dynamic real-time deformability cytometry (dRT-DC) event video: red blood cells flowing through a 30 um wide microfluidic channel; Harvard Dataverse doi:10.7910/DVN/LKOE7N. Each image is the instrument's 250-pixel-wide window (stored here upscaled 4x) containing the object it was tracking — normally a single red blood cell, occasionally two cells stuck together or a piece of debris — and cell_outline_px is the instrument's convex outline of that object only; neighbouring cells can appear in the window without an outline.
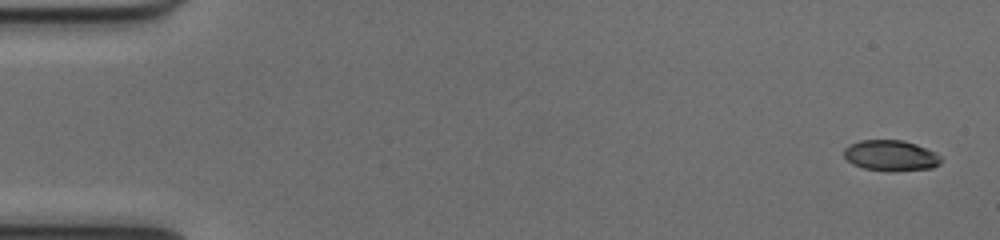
{"species": "common noctule bat (a hibernating species)", "species_latin": "Nyctalus noctula", "temperature_condition": "cold", "stored_images_in_passage": 51, "camera_frame_rate_fps": 3000, "um_per_image_px": 0.085, "animal": {"sex": "female", "body_mass_g": 17.0, "forearm_length_mm": 48.0}, "frame": {"image": 1, "passage_image": 1, "time_ms": 0.0, "image_size_px": [1000, 240], "cell_outline_px": [[940, 164], [932, 168], [896, 172], [888, 172], [864, 168], [852, 164], [844, 156], [844, 148], [848, 144], [860, 140], [904, 140], [916, 144], [936, 152], [940, 156]], "centroid_in_image_um": [75.71, 13.23], "position_along_channel_um": 9.3, "area_um2": 17.69}}
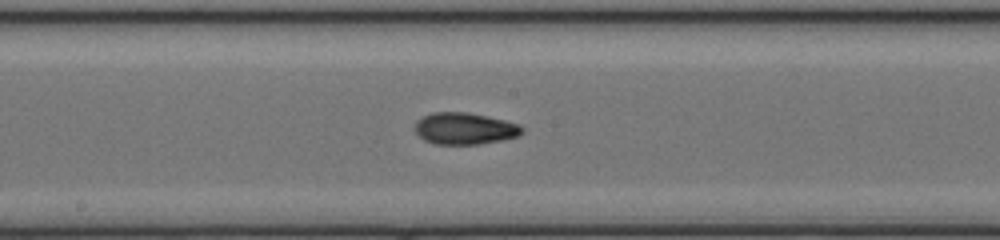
{"frame": {"image": 2, "passage_image": 27, "time_ms": 8.667, "image_size_px": [1000, 240], "cell_outline_px": [[524, 132], [520, 136], [504, 140], [480, 144], [436, 144], [424, 140], [412, 128], [416, 120], [432, 112], [468, 112], [504, 120], [520, 124], [524, 128]], "centroid_in_image_um": [39.51, 10.93], "position_along_channel_um": 208.7, "area_um2": 20.11}}
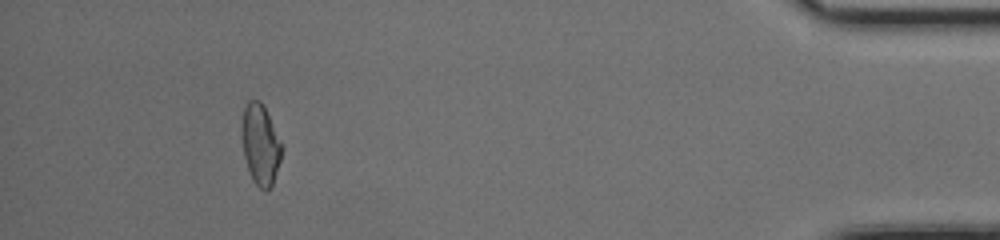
{"frame": {"image": 3, "passage_image": 47, "time_ms": 15.333, "image_size_px": [1000, 240], "cell_outline_px": [[284, 148], [272, 184], [264, 192], [252, 180], [244, 156], [240, 136], [240, 132], [244, 108], [248, 100], [260, 100], [284, 144]], "centroid_in_image_um": [22.13, 12.26], "position_along_channel_um": 413.1, "area_um2": 19.02}, "authors_computed_cell_mechanics": {"area_um2": 18.785, "velocity_mm_per_s": 4.0315, "shape_relaxation_time_tau1_ms": 3.6689, "shape_relaxation_time_tau2_ms": 3.3148, "deformation_change_tau1": 0.1736, "deformation_change_tau2": 0.09}}